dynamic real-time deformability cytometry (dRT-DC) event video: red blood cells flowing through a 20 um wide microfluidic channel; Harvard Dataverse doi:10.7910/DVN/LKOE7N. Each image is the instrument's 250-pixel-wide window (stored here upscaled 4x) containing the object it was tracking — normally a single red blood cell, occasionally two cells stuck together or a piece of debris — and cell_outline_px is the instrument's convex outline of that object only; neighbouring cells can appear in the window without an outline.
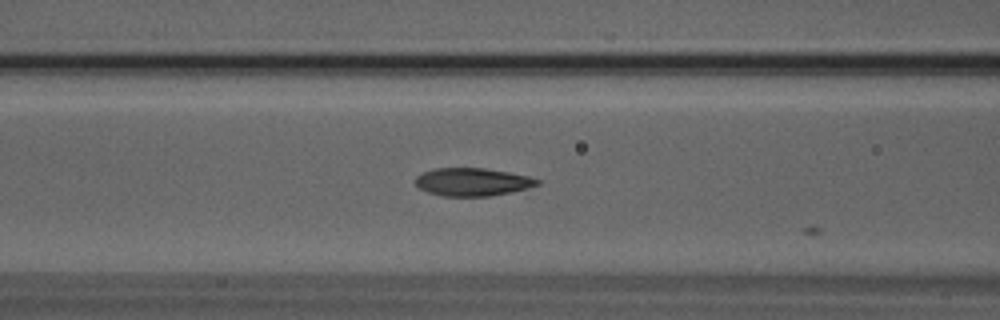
{"species": "Egyptian fruit bat (a non-hibernating species)", "species_latin": "Rousettus aegyptiacus", "temperature_condition": "room temperature", "stored_images_in_passage": 6, "camera_frame_rate_fps": 3000, "um_per_image_px": 0.085, "animal": {"sex": "male"}, "frame": {"image": 1, "passage_image": 5, "time_ms": 1.333, "image_size_px": [1000, 320], "cell_outline_px": [[540, 184], [528, 188], [488, 196], [444, 196], [428, 192], [420, 188], [416, 184], [416, 176], [424, 172], [436, 168], [484, 168], [508, 172], [528, 176], [540, 180]], "centroid_in_image_um": [40.16, 15.46], "position_along_channel_um": 126.4, "area_um2": 19.59}}